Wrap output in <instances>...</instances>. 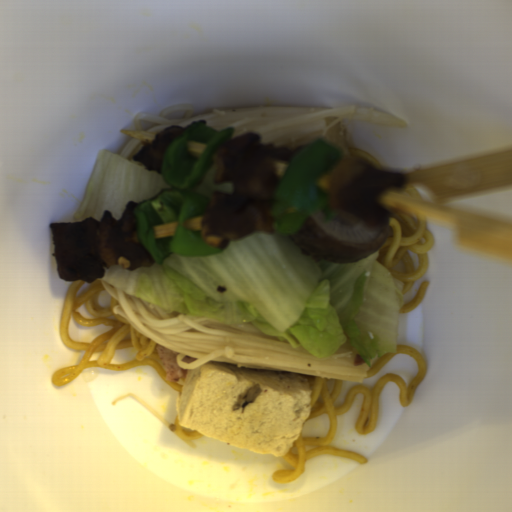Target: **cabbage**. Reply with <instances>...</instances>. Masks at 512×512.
I'll list each match as a JSON object with an SVG mask.
<instances>
[{
    "instance_id": "1",
    "label": "cabbage",
    "mask_w": 512,
    "mask_h": 512,
    "mask_svg": "<svg viewBox=\"0 0 512 512\" xmlns=\"http://www.w3.org/2000/svg\"><path fill=\"white\" fill-rule=\"evenodd\" d=\"M367 258L315 261L290 235L256 232L213 256L167 255L151 267L111 266L103 281L165 313L251 323L318 358L348 343L365 363L396 353L404 283Z\"/></svg>"
},
{
    "instance_id": "2",
    "label": "cabbage",
    "mask_w": 512,
    "mask_h": 512,
    "mask_svg": "<svg viewBox=\"0 0 512 512\" xmlns=\"http://www.w3.org/2000/svg\"><path fill=\"white\" fill-rule=\"evenodd\" d=\"M171 188L163 179V173L149 171L141 162L99 149L82 204L74 219L85 221L90 217L100 220L109 210L120 219L126 205L154 198L162 190Z\"/></svg>"
},
{
    "instance_id": "3",
    "label": "cabbage",
    "mask_w": 512,
    "mask_h": 512,
    "mask_svg": "<svg viewBox=\"0 0 512 512\" xmlns=\"http://www.w3.org/2000/svg\"><path fill=\"white\" fill-rule=\"evenodd\" d=\"M218 165L215 162L210 166V168L206 171L203 177L192 187L189 188V192L204 196L210 200L212 194L215 191H220L221 193L232 194L233 183L227 184H216L215 177L217 173Z\"/></svg>"
}]
</instances>
